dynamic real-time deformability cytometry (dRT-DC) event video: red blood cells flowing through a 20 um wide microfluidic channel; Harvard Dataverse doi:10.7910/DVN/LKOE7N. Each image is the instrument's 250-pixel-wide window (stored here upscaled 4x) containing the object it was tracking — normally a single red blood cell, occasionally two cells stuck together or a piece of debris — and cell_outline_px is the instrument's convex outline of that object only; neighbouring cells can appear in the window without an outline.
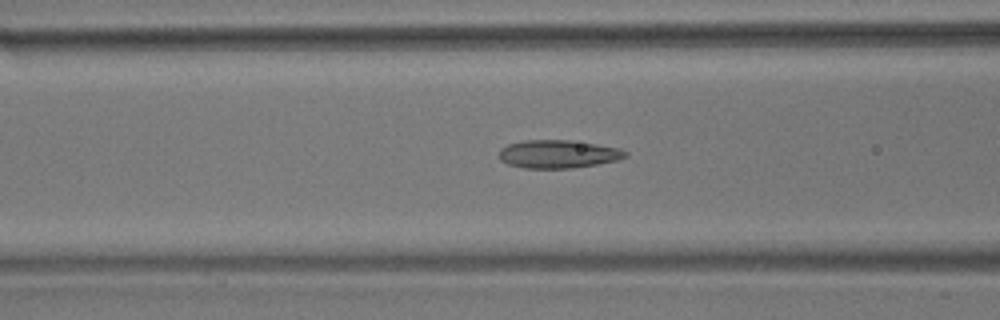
{"species": "common noctule bat (a hibernating species)", "species_latin": "Nyctalus noctula", "temperature_condition": "room temperature", "stored_images_in_passage": 43, "camera_frame_rate_fps": 3000, "um_per_image_px": 0.085, "animal": {"sex": "male", "body_mass_g": 17.9}, "frame": {"image": 1, "passage_image": 20, "time_ms": 6.333, "image_size_px": [1000, 320], "cell_outline_px": [[628, 156], [616, 160], [596, 164], [572, 168], [524, 168], [508, 164], [500, 160], [496, 156], [500, 148], [508, 144], [524, 140], [572, 140], [620, 148], [628, 152]], "centroid_in_image_um": [47.4, 13.09], "position_along_channel_um": 119.2, "area_um2": 20.87}}
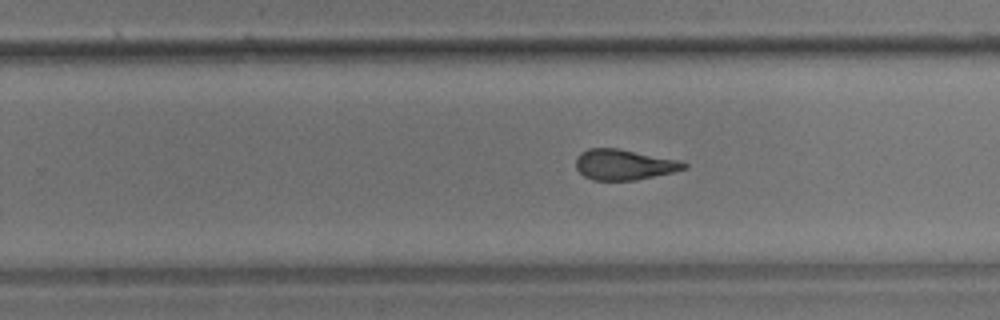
{"frame": {"image": 2, "passage_image": 33, "time_ms": 10.667, "image_size_px": [1000, 320], "cell_outline_px": [[688, 168], [672, 172], [636, 180], [592, 180], [584, 176], [576, 168], [576, 156], [580, 152], [588, 148], [616, 148], [676, 160], [688, 164]], "centroid_in_image_um": [52.99, 14.0], "position_along_channel_um": 276.8, "area_um2": 19.02}}
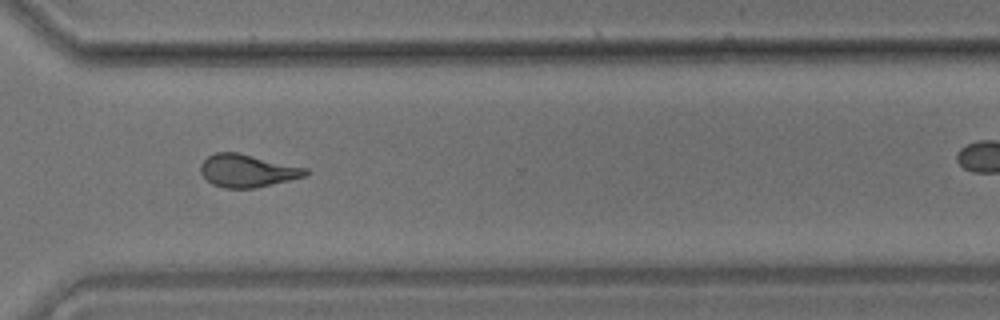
{"frame": {"image": 3, "passage_image": 39, "time_ms": 12.667, "image_size_px": [1000, 320], "cell_outline_px": [[308, 172], [304, 176], [256, 188], [224, 188], [212, 184], [200, 172], [200, 164], [208, 156], [216, 152], [236, 152], [308, 168]], "centroid_in_image_um": [20.99, 14.51], "position_along_channel_um": 349.6, "area_um2": 19.83}}